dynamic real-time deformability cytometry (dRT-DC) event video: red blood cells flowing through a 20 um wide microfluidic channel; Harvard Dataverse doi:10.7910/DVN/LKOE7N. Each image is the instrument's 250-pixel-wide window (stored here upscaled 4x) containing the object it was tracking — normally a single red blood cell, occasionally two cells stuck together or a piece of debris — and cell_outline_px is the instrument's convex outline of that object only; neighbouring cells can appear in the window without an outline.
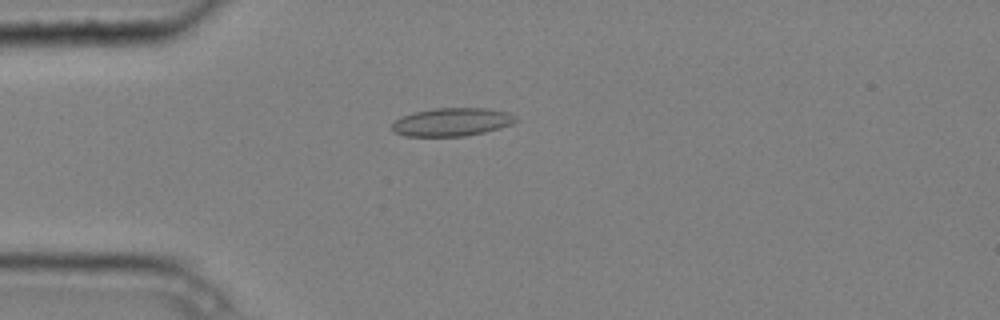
{"species": "common noctule bat (a hibernating species)", "species_latin": "Nyctalus noctula", "temperature_condition": "cold", "stored_images_in_passage": 4, "camera_frame_rate_fps": 3000, "um_per_image_px": 0.085, "animal": {"sex": "male", "body_mass_g": 20.4}, "frame": {"image": 1, "passage_image": 4, "time_ms": 1.0, "image_size_px": [1000, 320], "cell_outline_px": [[516, 120], [512, 124], [500, 128], [484, 132], [464, 136], [404, 136], [392, 132], [392, 124], [396, 120], [412, 112], [436, 108], [488, 108], [508, 112], [516, 116]], "centroid_in_image_um": [38.41, 10.37], "position_along_channel_um": 46.6, "area_um2": 20.35}}